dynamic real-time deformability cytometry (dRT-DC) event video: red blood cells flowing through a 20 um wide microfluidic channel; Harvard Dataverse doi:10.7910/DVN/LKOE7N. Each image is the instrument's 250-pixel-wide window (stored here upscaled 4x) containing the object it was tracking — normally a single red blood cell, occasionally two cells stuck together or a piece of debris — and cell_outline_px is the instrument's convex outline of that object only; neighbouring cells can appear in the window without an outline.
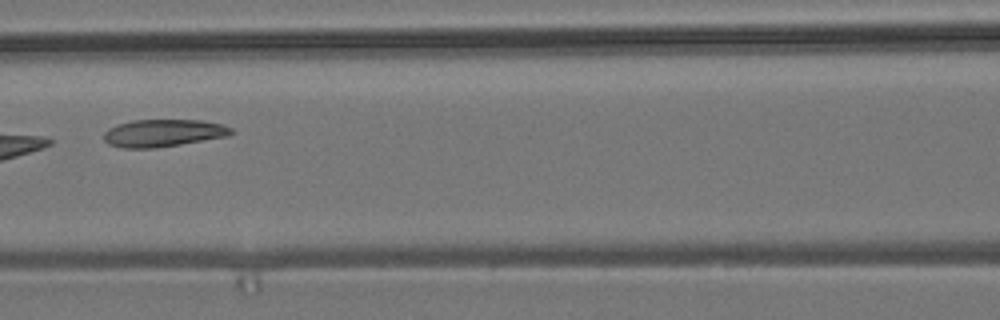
{"species": "common noctule bat (a hibernating species)", "species_latin": "Nyctalus noctula", "temperature_condition": "room temperature", "stored_images_in_passage": 8, "camera_frame_rate_fps": 3000, "um_per_image_px": 0.085, "animal": {"sex": "male", "body_mass_g": 19.2, "forearm_length_mm": 51.8}, "frame": {"image": 1, "passage_image": 7, "time_ms": 8.0, "image_size_px": [1000, 320], "cell_outline_px": [[236, 132], [228, 136], [156, 148], [124, 148], [108, 144], [104, 140], [104, 132], [108, 128], [116, 124], [132, 120], [200, 120], [224, 124], [232, 128]], "centroid_in_image_um": [13.88, 11.3], "position_along_channel_um": 152.7, "area_um2": 20.52}}
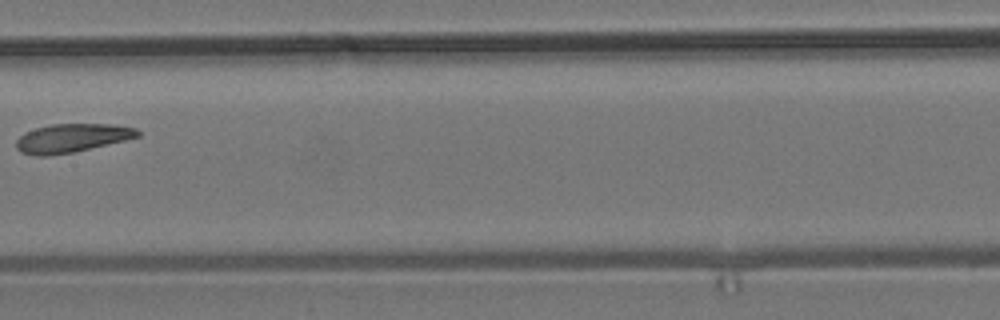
{"frame": {"image": 2, "passage_image": 8, "time_ms": 9.333, "image_size_px": [1000, 320], "cell_outline_px": [[140, 136], [124, 140], [72, 152], [48, 156], [36, 156], [20, 152], [16, 148], [16, 140], [24, 132], [36, 128], [52, 124], [108, 124], [136, 128], [140, 132]], "centroid_in_image_um": [6.05, 11.73], "position_along_channel_um": 201.3, "area_um2": 20.06}}